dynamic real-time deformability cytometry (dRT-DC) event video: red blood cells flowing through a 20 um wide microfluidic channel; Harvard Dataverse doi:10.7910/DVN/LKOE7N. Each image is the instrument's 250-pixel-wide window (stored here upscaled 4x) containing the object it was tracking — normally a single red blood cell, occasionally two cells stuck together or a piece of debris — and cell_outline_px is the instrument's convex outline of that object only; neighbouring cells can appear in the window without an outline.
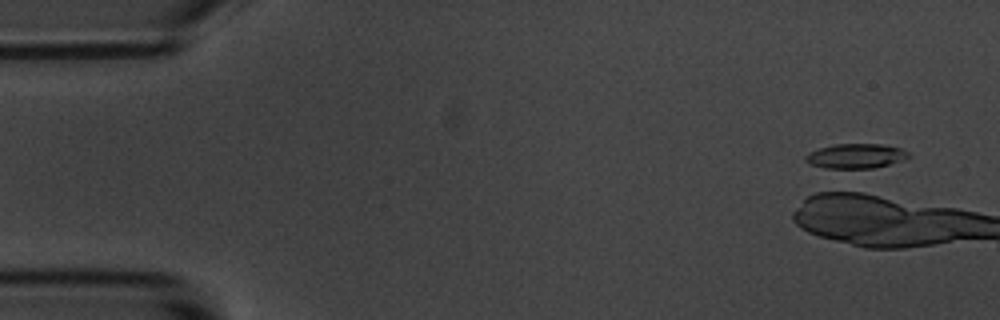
{"species": "common noctule bat (a hibernating species)", "species_latin": "Nyctalus noctula", "temperature_condition": "room temperature", "stored_images_in_passage": 1, "camera_frame_rate_fps": 3000, "um_per_image_px": 0.085, "animal": {"sex": "male", "body_mass_g": 20.1, "forearm_length_mm": 53.5}, "frame": {"image": 1, "passage_image": 1, "time_ms": 0.0, "image_size_px": [1000, 320], "cell_outline_px": [[912, 156], [888, 164], [872, 168], [824, 168], [808, 164], [804, 160], [804, 156], [808, 152], [820, 148], [836, 144], [880, 144], [900, 148], [908, 152]], "centroid_in_image_um": [72.68, 13.26], "position_along_channel_um": 12.3, "area_um2": 14.74}}